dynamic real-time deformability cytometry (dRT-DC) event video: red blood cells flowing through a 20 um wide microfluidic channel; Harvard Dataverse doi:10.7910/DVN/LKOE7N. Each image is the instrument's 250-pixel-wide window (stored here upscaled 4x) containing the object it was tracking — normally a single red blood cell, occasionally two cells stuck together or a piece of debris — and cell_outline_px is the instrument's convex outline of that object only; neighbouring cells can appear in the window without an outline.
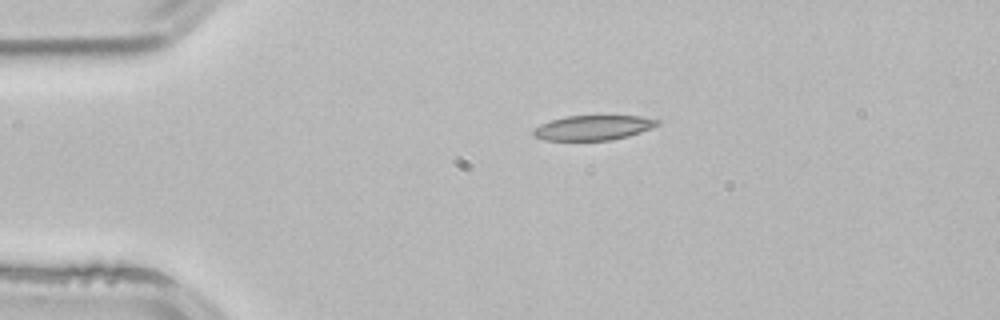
{"species": "common noctule bat (a hibernating species)", "species_latin": "Nyctalus noctula", "temperature_condition": "room temperature", "stored_images_in_passage": 42, "camera_frame_rate_fps": 3000, "um_per_image_px": 0.085, "animal": {"sex": "male", "body_mass_g": 21.5, "forearm_length_mm": 52.0}, "frame": {"image": 1, "passage_image": 1, "time_ms": 0.0, "image_size_px": [1000, 320], "cell_outline_px": [[660, 124], [652, 128], [628, 136], [612, 140], [544, 140], [532, 136], [532, 132], [540, 124], [564, 116], [640, 116], [660, 120]], "centroid_in_image_um": [50.42, 10.85], "position_along_channel_um": 34.6, "area_um2": 17.92}}
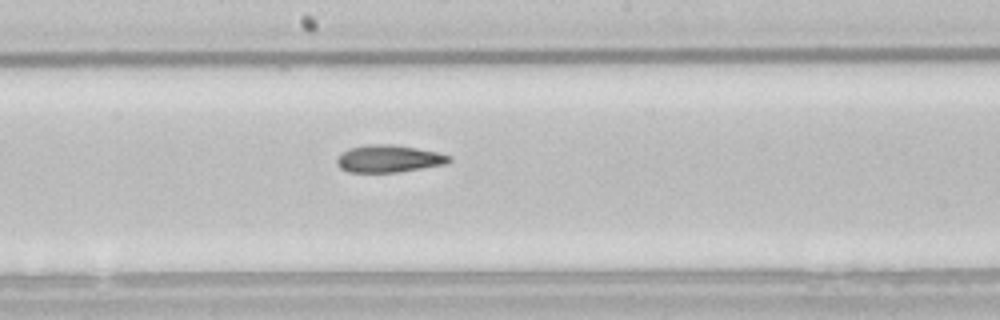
{"frame": {"image": 2, "passage_image": 18, "time_ms": 5.667, "image_size_px": [1000, 320], "cell_outline_px": [[452, 160], [448, 164], [396, 172], [348, 172], [340, 168], [336, 164], [336, 160], [348, 148], [372, 144], [392, 144], [416, 148], [436, 152], [452, 156]], "centroid_in_image_um": [33.07, 13.49], "position_along_channel_um": 215.1, "area_um2": 17.8}}
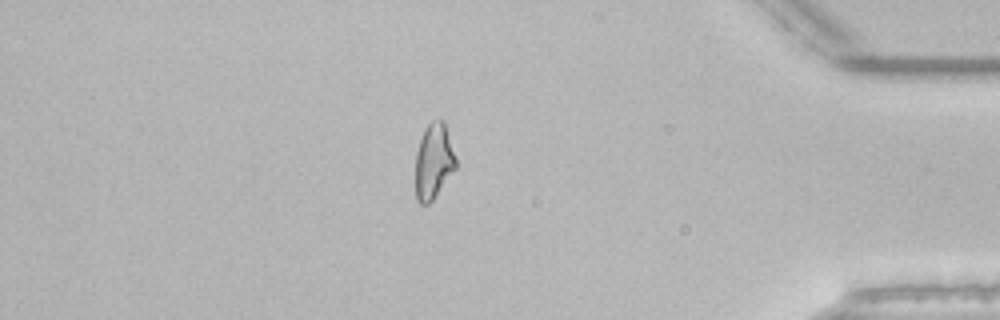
{"frame": {"image": 3, "passage_image": 35, "time_ms": 11.333, "image_size_px": [1000, 320], "cell_outline_px": [[456, 168], [432, 200], [428, 204], [420, 204], [416, 200], [416, 152], [424, 128], [432, 120], [444, 120], [456, 160]], "centroid_in_image_um": [36.85, 13.7], "position_along_channel_um": 398.4, "area_um2": 17.57}, "authors_computed_cell_mechanics": {"area_um2": 18.1203, "velocity_mm_per_s": 3.8862, "shape_relaxation_time_tau1_ms": null, "shape_relaxation_time_tau2_ms": 4.3782, "deformation_change_tau1": null, "deformation_change_tau2": 0.1306}}